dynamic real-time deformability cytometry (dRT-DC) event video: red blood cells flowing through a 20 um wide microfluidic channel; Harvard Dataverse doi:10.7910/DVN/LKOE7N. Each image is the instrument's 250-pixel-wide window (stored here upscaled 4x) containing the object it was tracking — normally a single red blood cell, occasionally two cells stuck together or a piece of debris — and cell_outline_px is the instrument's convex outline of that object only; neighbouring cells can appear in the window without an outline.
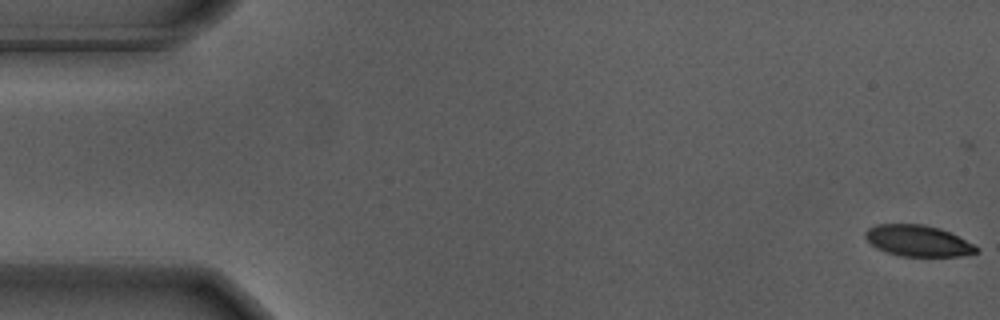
{"species": "Egyptian fruit bat (a non-hibernating species)", "species_latin": "Rousettus aegyptiacus", "temperature_condition": "warm", "stored_images_in_passage": 57, "camera_frame_rate_fps": 3000, "um_per_image_px": 0.085, "animal": {"sex": "male"}, "frame": {"image": 1, "passage_image": 1, "time_ms": 0.0, "image_size_px": [1000, 320], "cell_outline_px": [[980, 248], [976, 252], [960, 256], [900, 256], [876, 248], [864, 236], [864, 232], [868, 228], [876, 224], [924, 224], [940, 228]], "centroid_in_image_um": [77.98, 20.46], "position_along_channel_um": 7.0, "area_um2": 19.94}}
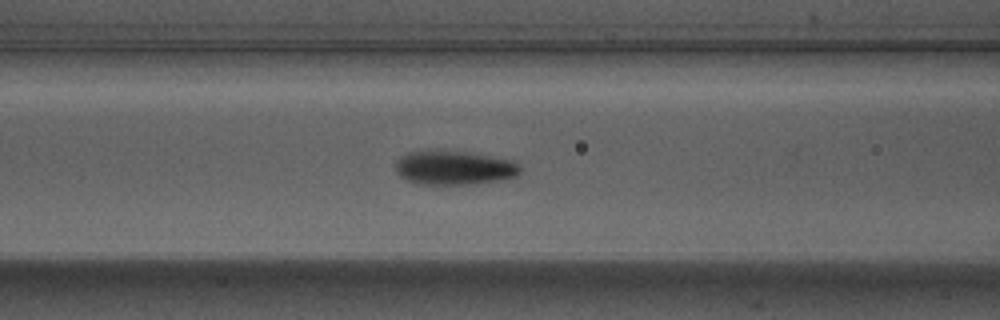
{"frame": {"image": 2, "passage_image": 23, "time_ms": 7.333, "image_size_px": [1000, 320], "cell_outline_px": [[520, 172], [516, 176], [500, 180], [476, 184], [420, 184], [408, 180], [400, 176], [396, 172], [396, 160], [400, 156], [408, 152], [428, 148], [468, 152], [516, 160], [520, 164]], "centroid_in_image_um": [38.6, 14.22], "position_along_channel_um": 128.0, "area_um2": 25.43}}
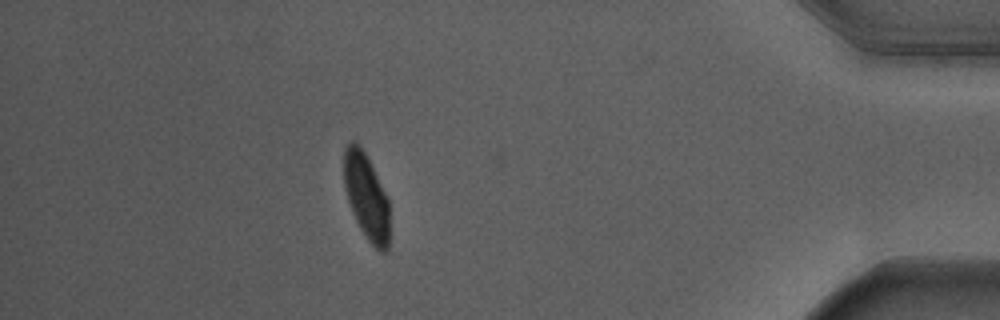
{"frame": {"image": 3, "passage_image": 50, "time_ms": 16.333, "image_size_px": [1000, 320], "cell_outline_px": [[388, 248], [384, 252], [380, 252], [368, 240], [360, 228], [352, 212], [344, 188], [344, 148], [352, 140], [356, 140], [360, 144], [388, 200]], "centroid_in_image_um": [31.11, 16.69], "position_along_channel_um": 404.1, "area_um2": 22.37}, "authors_computed_cell_mechanics": {"area_um2": 23.409, "velocity_mm_per_s": 3.6495, "shape_relaxation_time_tau1_ms": 2.6389, "shape_relaxation_time_tau2_ms": null, "deformation_change_tau1": 0.1553, "deformation_change_tau2": null}}